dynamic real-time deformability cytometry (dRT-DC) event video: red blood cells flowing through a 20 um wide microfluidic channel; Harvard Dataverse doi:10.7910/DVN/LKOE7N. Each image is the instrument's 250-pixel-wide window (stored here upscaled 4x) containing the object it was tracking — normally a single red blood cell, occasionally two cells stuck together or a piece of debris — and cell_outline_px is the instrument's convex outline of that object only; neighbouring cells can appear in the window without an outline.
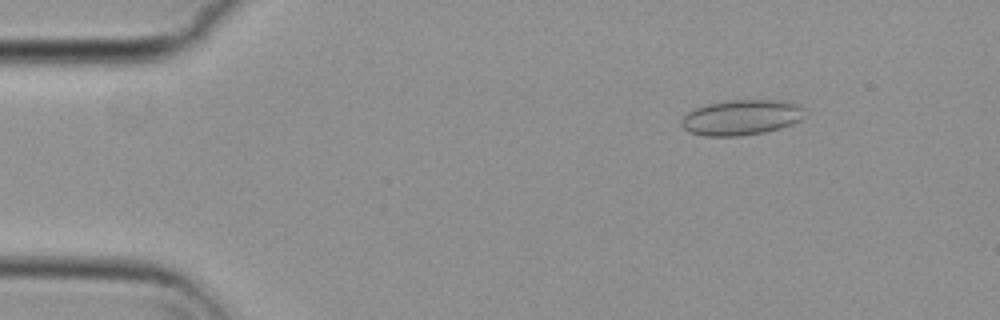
{"species": "common noctule bat (a hibernating species)", "species_latin": "Nyctalus noctula", "temperature_condition": "cold", "stored_images_in_passage": 52, "camera_frame_rate_fps": 3000, "um_per_image_px": 0.085, "animal": {"sex": "female", "body_mass_g": 29.2, "forearm_length_mm": 56.3}, "frame": {"image": 1, "passage_image": 4, "time_ms": 1.0, "image_size_px": [1000, 320], "cell_outline_px": [[804, 116], [800, 120], [792, 124], [780, 128], [764, 132], [740, 136], [704, 136], [688, 132], [680, 124], [680, 120], [688, 112], [696, 108], [708, 104], [728, 100], [788, 100], [804, 108]], "centroid_in_image_um": [63.02, 9.98], "position_along_channel_um": 22.0, "area_um2": 25.55}}
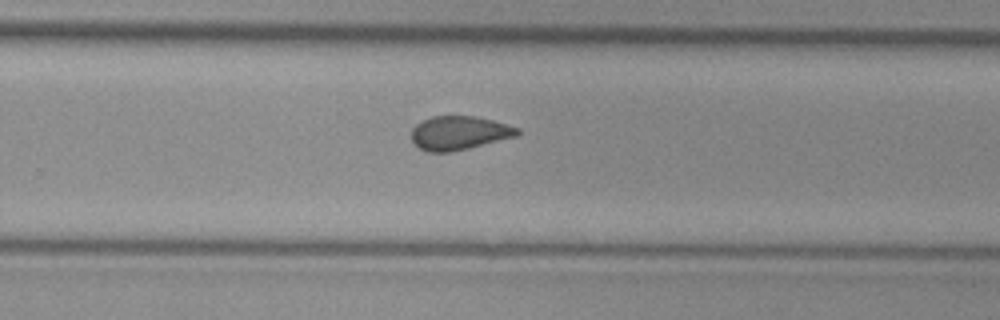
{"frame": {"image": 2, "passage_image": 32, "time_ms": 10.333, "image_size_px": [1000, 320], "cell_outline_px": [[520, 132], [516, 136], [452, 152], [428, 152], [420, 148], [412, 140], [412, 128], [416, 124], [432, 116], [476, 116], [492, 120], [520, 128]], "centroid_in_image_um": [39.03, 11.3], "position_along_channel_um": 290.8, "area_um2": 20.69}}
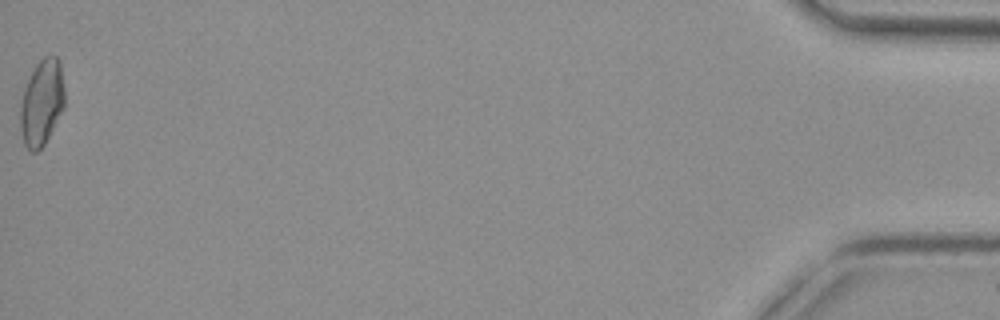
{"frame": {"image": 3, "passage_image": 52, "time_ms": 17.0, "image_size_px": [1000, 320], "cell_outline_px": [[64, 108], [44, 144], [36, 152], [32, 152], [24, 144], [20, 128], [20, 104], [24, 88], [36, 64], [44, 56], [52, 52], [56, 56], [60, 64], [64, 88]], "centroid_in_image_um": [3.55, 8.69], "position_along_channel_um": 431.7, "area_um2": 22.2}, "authors_computed_cell_mechanics": {"area_um2": 21.4149, "velocity_mm_per_s": 3.7037, "shape_relaxation_time_tau1_ms": null, "shape_relaxation_time_tau2_ms": 1.6968, "deformation_change_tau1": null, "deformation_change_tau2": 0.0639}}